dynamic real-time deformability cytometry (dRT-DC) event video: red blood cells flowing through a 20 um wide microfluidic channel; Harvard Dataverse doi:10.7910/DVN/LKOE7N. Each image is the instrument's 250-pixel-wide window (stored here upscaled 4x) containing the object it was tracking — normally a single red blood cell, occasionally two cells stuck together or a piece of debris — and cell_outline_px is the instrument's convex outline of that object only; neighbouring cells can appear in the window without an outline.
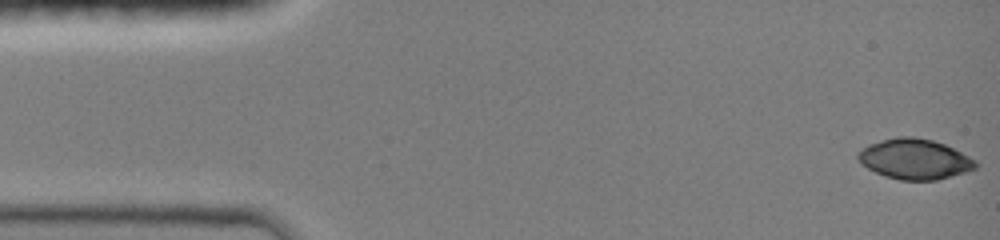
{"species": "common noctule bat (a hibernating species)", "species_latin": "Nyctalus noctula", "temperature_condition": "room temperature", "stored_images_in_passage": 57, "camera_frame_rate_fps": 3000, "um_per_image_px": 0.085, "animal": {"sex": "female", "body_mass_g": 19.0, "forearm_length_mm": 51.5}, "frame": {"image": 1, "passage_image": 1, "time_ms": 0.0, "image_size_px": [1000, 240], "cell_outline_px": [[976, 168], [964, 172], [936, 180], [900, 180], [876, 172], [868, 168], [856, 156], [864, 148], [872, 144], [896, 136], [912, 136], [932, 140], [944, 144], [968, 156], [976, 164]], "centroid_in_image_um": [77.75, 13.52], "position_along_channel_um": 7.2, "area_um2": 26.82}}
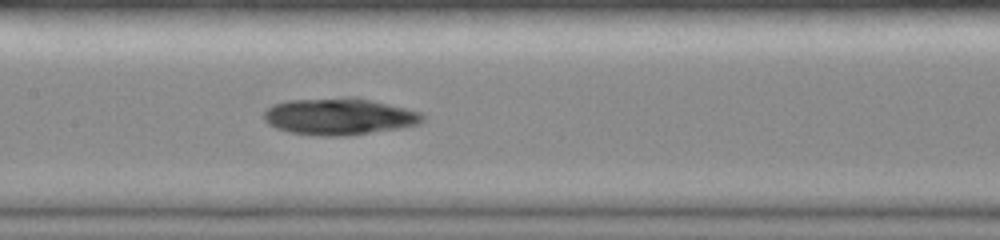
{"frame": {"image": 2, "passage_image": 26, "time_ms": 7.0, "image_size_px": [1000, 240], "cell_outline_px": [[424, 120], [416, 124], [400, 128], [344, 136], [320, 136], [288, 132], [276, 128], [268, 124], [264, 120], [264, 112], [272, 104], [288, 100], [344, 96], [368, 100], [404, 108], [420, 112], [424, 116]], "centroid_in_image_um": [28.76, 9.9], "position_along_channel_um": 178.6, "area_um2": 33.93}}
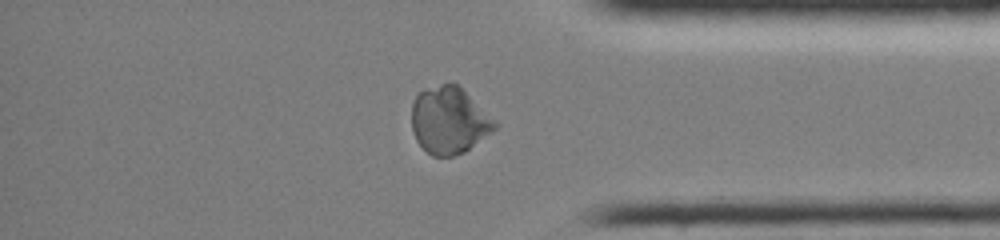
{"frame": {"image": 3, "passage_image": 46, "time_ms": 12.333, "image_size_px": [1000, 240], "cell_outline_px": [[500, 124], [496, 128], [464, 152], [452, 156], [432, 156], [416, 140], [412, 132], [412, 104], [416, 96], [424, 88], [448, 80], [456, 84], [496, 120]], "centroid_in_image_um": [38.16, 10.2], "position_along_channel_um": 397.0, "area_um2": 32.43}}